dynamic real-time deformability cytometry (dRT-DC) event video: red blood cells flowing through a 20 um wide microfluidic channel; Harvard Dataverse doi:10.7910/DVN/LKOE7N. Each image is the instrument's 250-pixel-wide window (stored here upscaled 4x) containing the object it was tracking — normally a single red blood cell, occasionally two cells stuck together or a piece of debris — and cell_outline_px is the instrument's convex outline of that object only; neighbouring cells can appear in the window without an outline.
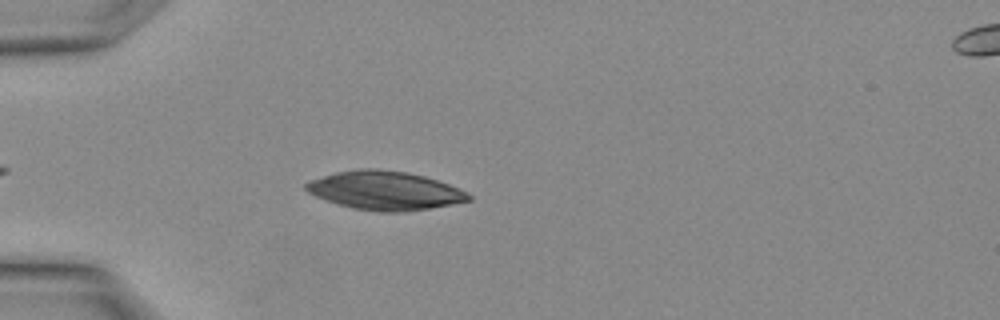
{"species": "Egyptian fruit bat (a non-hibernating species)", "species_latin": "Rousettus aegyptiacus", "temperature_condition": "warm", "stored_images_in_passage": 15, "camera_frame_rate_fps": 3000, "um_per_image_px": 0.085, "animal": {"sex": "female"}, "frame": {"image": 1, "passage_image": 3, "time_ms": 0.667, "image_size_px": [1000, 320], "cell_outline_px": [[472, 200], [452, 204], [404, 212], [380, 212], [352, 208], [316, 196], [308, 192], [304, 188], [304, 184], [308, 180], [336, 172], [360, 168], [376, 168], [408, 172], [424, 176], [448, 184], [468, 192], [472, 196]], "centroid_in_image_um": [32.71, 16.19], "position_along_channel_um": 52.3, "area_um2": 36.65}}
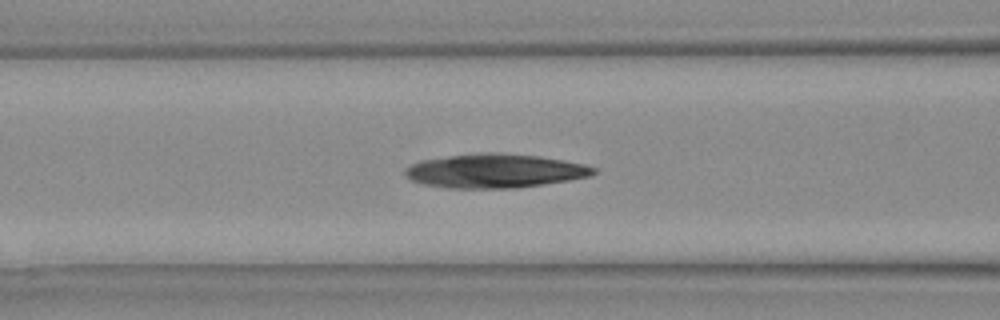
{"frame": {"image": 2, "passage_image": 7, "time_ms": 2.0, "image_size_px": [1000, 320], "cell_outline_px": [[596, 172], [588, 176], [568, 180], [544, 184], [516, 188], [448, 188], [424, 184], [412, 180], [404, 172], [412, 164], [420, 160], [448, 156], [488, 152], [496, 152], [540, 156], [564, 160], [584, 164], [596, 168]], "centroid_in_image_um": [42.08, 14.52], "position_along_channel_um": 124.5, "area_um2": 37.05}}